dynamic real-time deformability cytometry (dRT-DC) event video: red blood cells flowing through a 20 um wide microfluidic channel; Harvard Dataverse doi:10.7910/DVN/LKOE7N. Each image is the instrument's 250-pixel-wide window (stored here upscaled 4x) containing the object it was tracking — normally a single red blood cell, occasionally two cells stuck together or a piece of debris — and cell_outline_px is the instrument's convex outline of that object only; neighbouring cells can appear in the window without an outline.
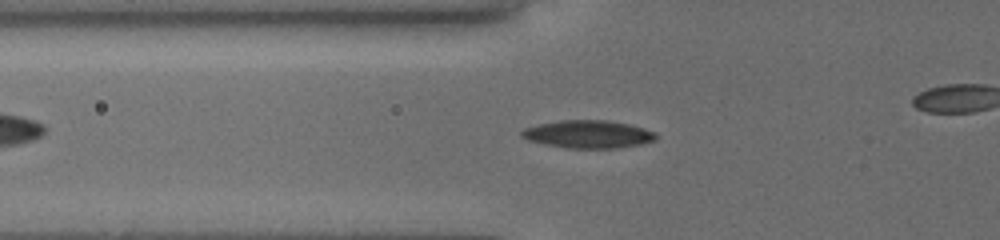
{"species": "common noctule bat (a hibernating species)", "species_latin": "Nyctalus noctula", "temperature_condition": "cold", "stored_images_in_passage": 12, "camera_frame_rate_fps": 3000, "um_per_image_px": 0.085, "animal": {"sex": "female", "body_mass_g": 19.5, "forearm_length_mm": 54.1}, "frame": {"image": 1, "passage_image": 10, "time_ms": 7.333, "image_size_px": [1000, 240], "cell_outline_px": [[656, 140], [640, 144], [616, 148], [568, 148], [544, 144], [528, 140], [520, 136], [520, 132], [524, 128], [536, 124], [560, 120], [604, 120], [628, 124], [644, 128], [656, 132]], "centroid_in_image_um": [49.96, 11.4], "position_along_channel_um": 75.8, "area_um2": 21.79}}
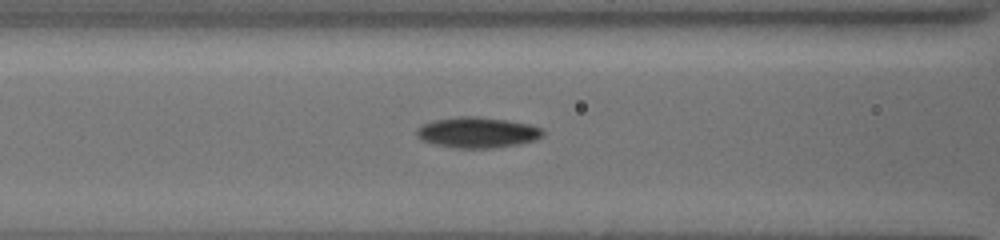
{"frame": {"image": 2, "passage_image": 12, "time_ms": 8.667, "image_size_px": [1000, 240], "cell_outline_px": [[544, 132], [536, 140], [516, 144], [492, 148], [452, 148], [436, 144], [424, 140], [416, 136], [416, 128], [432, 120], [456, 116], [476, 116], [508, 120], [528, 124], [544, 128]], "centroid_in_image_um": [40.56, 11.25], "position_along_channel_um": 126.0, "area_um2": 22.6}}